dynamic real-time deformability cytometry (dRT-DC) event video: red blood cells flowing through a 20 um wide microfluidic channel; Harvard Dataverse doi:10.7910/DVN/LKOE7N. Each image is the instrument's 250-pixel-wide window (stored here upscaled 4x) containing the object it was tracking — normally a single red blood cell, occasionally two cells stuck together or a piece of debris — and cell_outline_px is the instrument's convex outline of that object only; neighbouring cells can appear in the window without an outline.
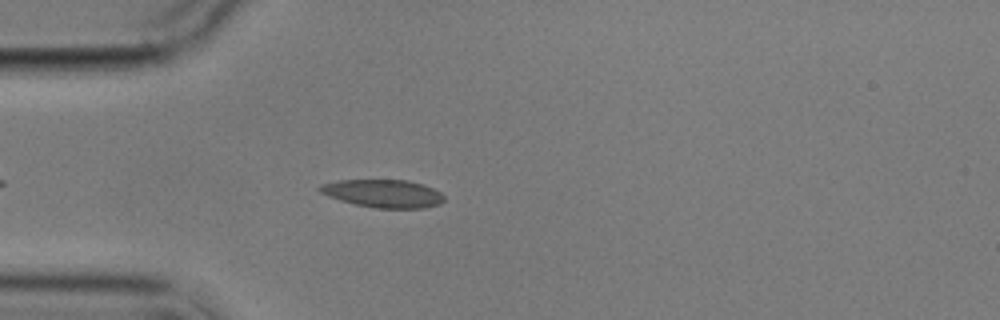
{"species": "common noctule bat (a hibernating species)", "species_latin": "Nyctalus noctula", "temperature_condition": "cold", "stored_images_in_passage": 5, "camera_frame_rate_fps": 3000, "um_per_image_px": 0.085, "animal": {"sex": "male", "body_mass_g": 17.9}, "frame": {"image": 1, "passage_image": 4, "time_ms": 5.0, "image_size_px": [1000, 320], "cell_outline_px": [[444, 200], [440, 204], [424, 208], [376, 208], [356, 204], [340, 200], [328, 196], [320, 192], [316, 188], [320, 184], [336, 180], [408, 180], [424, 184], [440, 192], [444, 196]], "centroid_in_image_um": [32.56, 16.44], "position_along_channel_um": 52.4, "area_um2": 20.35}}